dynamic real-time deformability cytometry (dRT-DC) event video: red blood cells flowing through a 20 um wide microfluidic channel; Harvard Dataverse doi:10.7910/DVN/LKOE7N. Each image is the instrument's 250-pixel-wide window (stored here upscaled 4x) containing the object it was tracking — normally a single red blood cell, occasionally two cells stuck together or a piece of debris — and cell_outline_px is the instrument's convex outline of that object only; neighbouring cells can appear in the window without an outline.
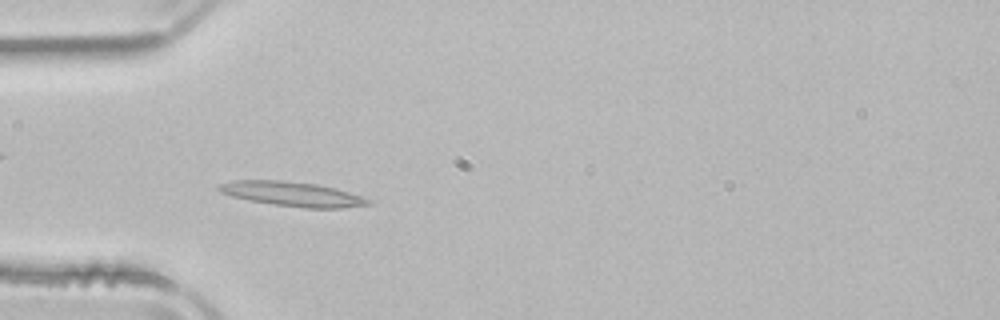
{"species": "common noctule bat (a hibernating species)", "species_latin": "Nyctalus noctula", "temperature_condition": "room temperature", "stored_images_in_passage": 49, "camera_frame_rate_fps": 3000, "um_per_image_px": 0.085, "animal": {"sex": "male", "body_mass_g": 21.5, "forearm_length_mm": 52.0}, "frame": {"image": 1, "passage_image": 13, "time_ms": 4.0, "image_size_px": [1000, 320], "cell_outline_px": [[372, 204], [340, 208], [304, 208], [248, 200], [232, 196], [220, 192], [216, 188], [220, 184], [232, 180], [280, 180], [316, 184], [348, 192], [372, 200]], "centroid_in_image_um": [24.82, 16.49], "position_along_channel_um": 60.2, "area_um2": 21.1}}
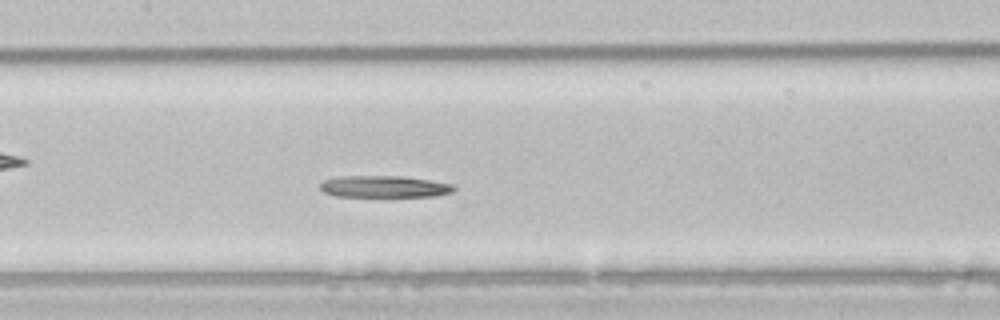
{"frame": {"image": 2, "passage_image": 22, "time_ms": 7.0, "image_size_px": [1000, 320], "cell_outline_px": [[456, 188], [452, 192], [436, 196], [336, 196], [324, 192], [320, 188], [320, 184], [324, 180], [340, 176], [400, 176], [456, 184]], "centroid_in_image_um": [32.69, 15.86], "position_along_channel_um": 174.7, "area_um2": 16.88}}
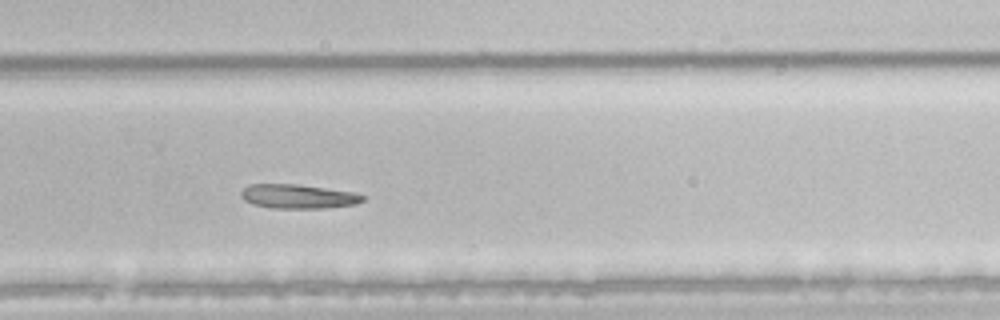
{"frame": {"image": 3, "passage_image": 32, "time_ms": 10.333, "image_size_px": [1000, 320], "cell_outline_px": [[364, 200], [356, 204], [324, 208], [272, 208], [252, 204], [244, 200], [240, 196], [240, 192], [248, 184], [296, 184], [352, 192], [364, 196]], "centroid_in_image_um": [25.28, 16.7], "position_along_channel_um": 304.5, "area_um2": 17.05}}